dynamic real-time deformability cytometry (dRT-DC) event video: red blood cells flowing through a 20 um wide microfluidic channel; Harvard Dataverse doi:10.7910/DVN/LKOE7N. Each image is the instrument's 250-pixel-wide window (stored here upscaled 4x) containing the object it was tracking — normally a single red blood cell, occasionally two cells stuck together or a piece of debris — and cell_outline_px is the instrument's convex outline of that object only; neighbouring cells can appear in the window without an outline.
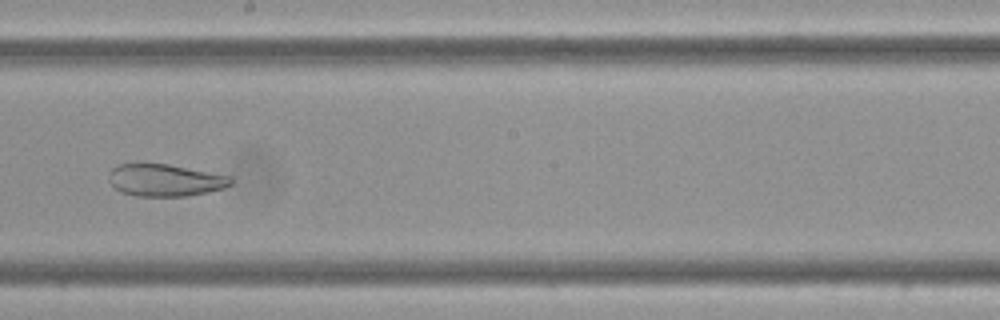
{"species": "Egyptian fruit bat (a non-hibernating species)", "species_latin": "Rousettus aegyptiacus", "temperature_condition": "cold", "stored_images_in_passage": 14, "camera_frame_rate_fps": 3000, "um_per_image_px": 0.085, "frame": {"image": 1, "passage_image": 8, "time_ms": 2.333, "image_size_px": [1000, 320], "cell_outline_px": [[232, 184], [224, 188], [208, 192], [188, 196], [136, 196], [120, 192], [108, 180], [108, 172], [116, 164], [168, 164], [232, 176]], "centroid_in_image_um": [14.03, 15.32], "position_along_channel_um": 234.2, "area_um2": 23.0}}
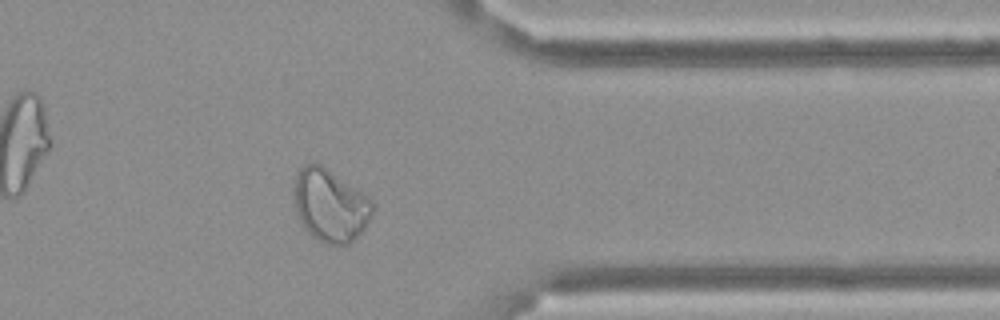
{"frame": {"image": 2, "passage_image": 12, "time_ms": 3.667, "image_size_px": [1000, 320], "cell_outline_px": [[376, 204], [364, 228], [348, 244], [340, 248], [324, 244], [312, 236], [304, 228], [296, 216], [292, 196], [292, 188], [296, 176], [300, 168], [304, 164], [316, 160], [368, 196]], "centroid_in_image_um": [28.01, 17.45], "position_along_channel_um": 383.4, "area_um2": 34.16}}